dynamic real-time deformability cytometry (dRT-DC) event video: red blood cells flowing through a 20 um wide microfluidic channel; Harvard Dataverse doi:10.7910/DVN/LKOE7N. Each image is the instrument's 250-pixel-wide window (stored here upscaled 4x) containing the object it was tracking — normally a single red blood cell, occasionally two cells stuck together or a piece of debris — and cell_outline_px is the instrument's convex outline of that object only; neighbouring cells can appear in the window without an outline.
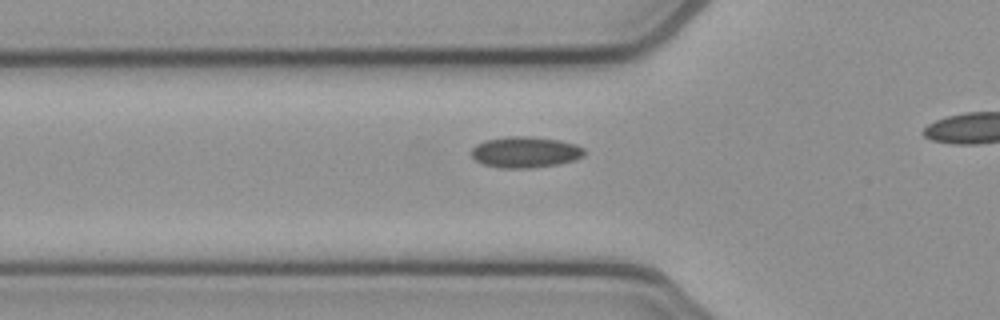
{"species": "common noctule bat (a hibernating species)", "species_latin": "Nyctalus noctula", "temperature_condition": "cold", "stored_images_in_passage": 31, "camera_frame_rate_fps": 3000, "um_per_image_px": 0.085, "animal": {"sex": "female", "body_mass_g": 21.9}, "frame": {"image": 1, "passage_image": 13, "time_ms": 4.0, "image_size_px": [1000, 320], "cell_outline_px": [[584, 156], [576, 160], [560, 164], [532, 168], [500, 168], [484, 164], [476, 160], [472, 156], [472, 148], [476, 144], [484, 140], [508, 136], [532, 136], [560, 140], [576, 144], [584, 148]], "centroid_in_image_um": [44.68, 12.93], "position_along_channel_um": 81.1, "area_um2": 20.69}}
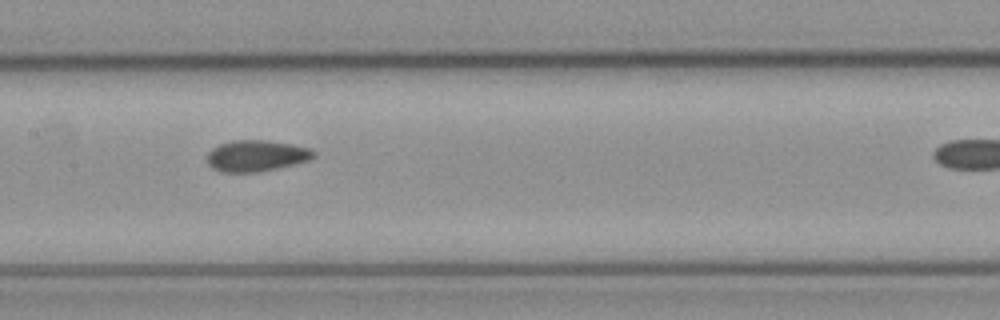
{"frame": {"image": 2, "passage_image": 21, "time_ms": 6.667, "image_size_px": [1000, 320], "cell_outline_px": [[316, 156], [308, 160], [276, 168], [256, 172], [220, 172], [212, 168], [208, 164], [208, 152], [212, 148], [220, 144], [232, 140], [268, 140], [312, 148], [316, 152]], "centroid_in_image_um": [21.78, 13.23], "position_along_channel_um": 185.6, "area_um2": 19.36}}
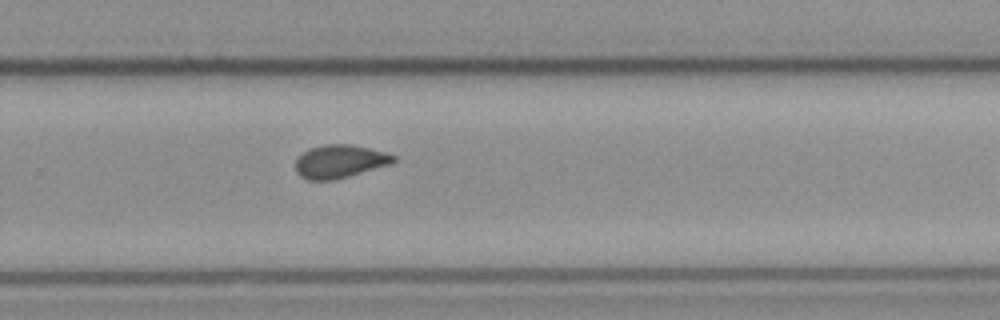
{"frame": {"image": 3, "passage_image": 30, "time_ms": 9.667, "image_size_px": [1000, 320], "cell_outline_px": [[396, 160], [392, 164], [336, 180], [308, 180], [300, 176], [296, 172], [296, 160], [304, 152], [312, 148], [324, 144], [352, 144], [384, 152], [396, 156]], "centroid_in_image_um": [28.9, 13.73], "position_along_channel_um": 300.9, "area_um2": 18.96}}